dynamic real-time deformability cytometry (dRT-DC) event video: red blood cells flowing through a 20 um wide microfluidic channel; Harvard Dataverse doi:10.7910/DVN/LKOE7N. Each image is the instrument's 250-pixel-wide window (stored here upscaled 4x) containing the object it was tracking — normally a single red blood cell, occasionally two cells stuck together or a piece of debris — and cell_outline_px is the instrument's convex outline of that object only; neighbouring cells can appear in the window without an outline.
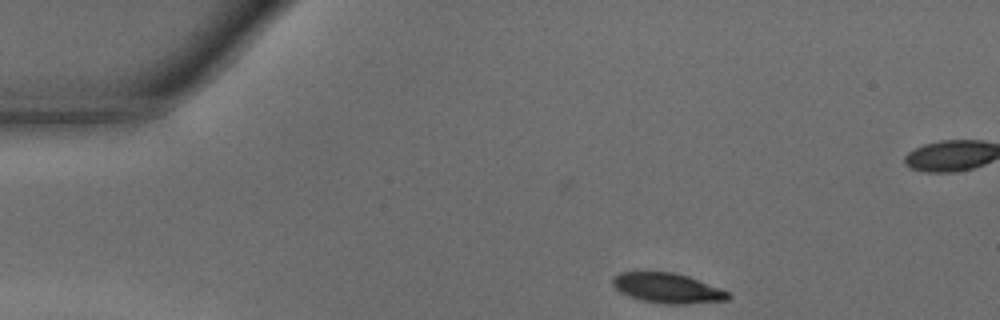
{"species": "common noctule bat (a hibernating species)", "species_latin": "Nyctalus noctula", "temperature_condition": "warm", "stored_images_in_passage": 2, "camera_frame_rate_fps": 3000, "um_per_image_px": 0.085, "animal": {"sex": "male", "body_mass_g": 15.6}, "frame": {"image": 1, "passage_image": 2, "time_ms": 0.333, "image_size_px": [1000, 320], "cell_outline_px": [[732, 296], [728, 300], [684, 304], [664, 304], [644, 300], [628, 296], [620, 292], [612, 284], [612, 280], [620, 272], [672, 272], [688, 276], [720, 288], [728, 292]], "centroid_in_image_um": [56.75, 24.49], "position_along_channel_um": 28.2, "area_um2": 20.0}}